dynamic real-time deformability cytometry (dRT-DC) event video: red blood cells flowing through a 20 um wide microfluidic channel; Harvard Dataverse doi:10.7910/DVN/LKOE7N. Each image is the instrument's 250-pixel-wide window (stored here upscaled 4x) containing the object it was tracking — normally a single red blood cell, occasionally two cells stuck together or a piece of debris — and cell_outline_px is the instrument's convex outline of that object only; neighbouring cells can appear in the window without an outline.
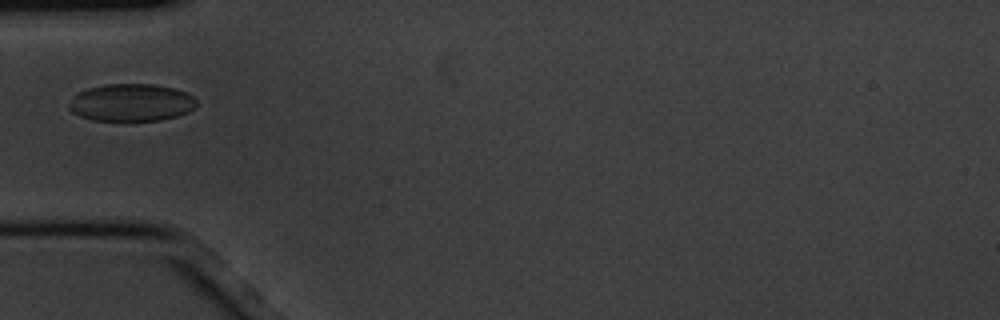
{"species": "common noctule bat (a hibernating species)", "species_latin": "Nyctalus noctula", "temperature_condition": "cold", "stored_images_in_passage": 1, "camera_frame_rate_fps": 3000, "um_per_image_px": 0.085, "animal": {"sex": "male", "body_mass_g": 20.1, "forearm_length_mm": 53.5}, "frame": {"image": 1, "passage_image": 1, "time_ms": 0.0, "image_size_px": [1000, 320], "cell_outline_px": [[196, 108], [188, 112], [176, 116], [160, 120], [124, 124], [92, 120], [80, 116], [72, 112], [68, 108], [68, 104], [72, 96], [76, 92], [88, 88], [104, 84], [152, 84], [172, 88], [188, 92], [196, 100]], "centroid_in_image_um": [11.12, 8.76], "position_along_channel_um": 73.9, "area_um2": 28.96}}